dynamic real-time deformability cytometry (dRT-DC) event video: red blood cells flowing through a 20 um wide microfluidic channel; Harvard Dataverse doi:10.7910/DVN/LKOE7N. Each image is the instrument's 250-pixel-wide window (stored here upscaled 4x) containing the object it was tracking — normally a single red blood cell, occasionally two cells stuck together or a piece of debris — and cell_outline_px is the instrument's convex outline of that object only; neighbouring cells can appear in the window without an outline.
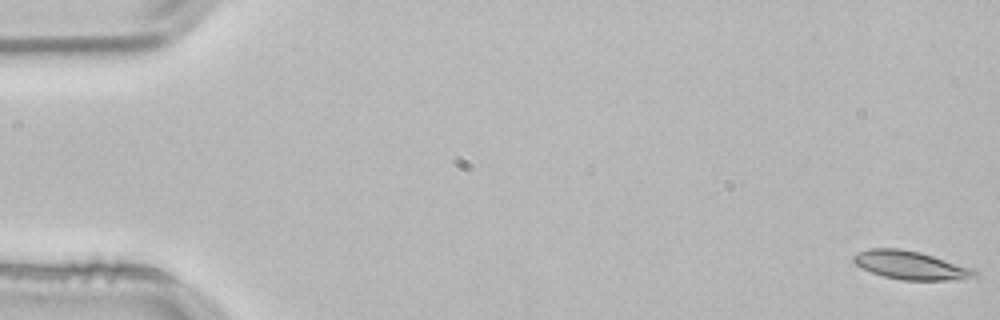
{"species": "common noctule bat (a hibernating species)", "species_latin": "Nyctalus noctula", "temperature_condition": "room temperature", "stored_images_in_passage": 17, "camera_frame_rate_fps": 3000, "um_per_image_px": 0.085, "animal": {"sex": "male", "body_mass_g": 21.5, "forearm_length_mm": 52.0}, "frame": {"image": 1, "passage_image": 1, "time_ms": 0.0, "image_size_px": [1000, 320], "cell_outline_px": [[976, 276], [964, 280], [900, 280], [884, 276], [872, 272], [856, 264], [852, 260], [852, 256], [856, 252], [868, 248], [900, 248], [920, 252], [976, 268]], "centroid_in_image_um": [77.44, 22.54], "position_along_channel_um": 7.6, "area_um2": 20.35}}
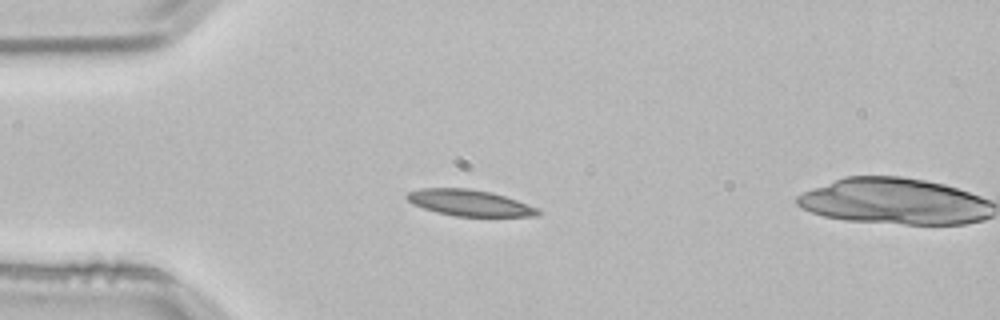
{"frame": {"image": 2, "passage_image": 14, "time_ms": 4.333, "image_size_px": [1000, 320], "cell_outline_px": [[540, 212], [536, 216], [456, 216], [436, 212], [412, 204], [404, 196], [408, 192], [420, 188], [468, 188], [492, 192], [540, 208]], "centroid_in_image_um": [39.89, 17.23], "position_along_channel_um": 45.1, "area_um2": 20.0}}